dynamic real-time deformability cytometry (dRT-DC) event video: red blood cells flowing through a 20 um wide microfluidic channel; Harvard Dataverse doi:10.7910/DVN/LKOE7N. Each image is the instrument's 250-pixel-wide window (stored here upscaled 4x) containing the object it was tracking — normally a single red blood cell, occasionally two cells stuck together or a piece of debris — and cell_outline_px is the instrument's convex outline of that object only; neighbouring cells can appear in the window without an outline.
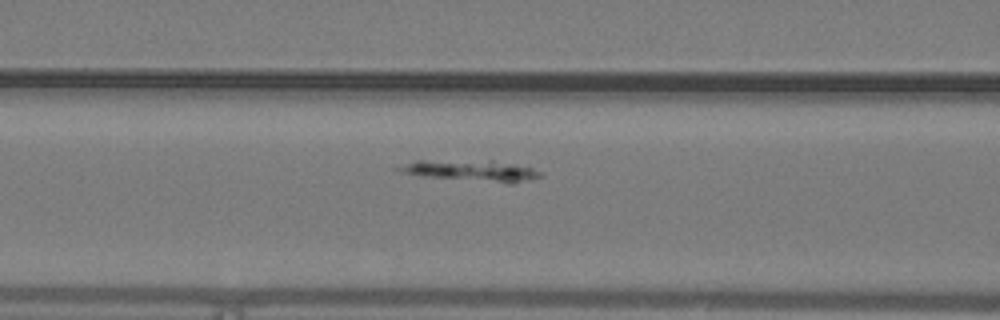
{"species": "common noctule bat (a hibernating species)", "species_latin": "Nyctalus noctula", "temperature_condition": "warm", "stored_images_in_passage": 36, "camera_frame_rate_fps": 3000, "um_per_image_px": 0.085, "animal": {"sex": "male", "body_mass_g": 19.2, "forearm_length_mm": 51.8}, "frame": {"image": 1, "passage_image": 10, "time_ms": 3.0, "image_size_px": [1000, 320], "cell_outline_px": [[544, 176], [512, 184], [508, 184], [424, 176], [404, 172], [392, 168], [416, 160], [492, 160], [532, 168], [540, 172]], "centroid_in_image_um": [40.08, 14.5], "position_along_channel_um": 126.5, "area_um2": 17.51}}
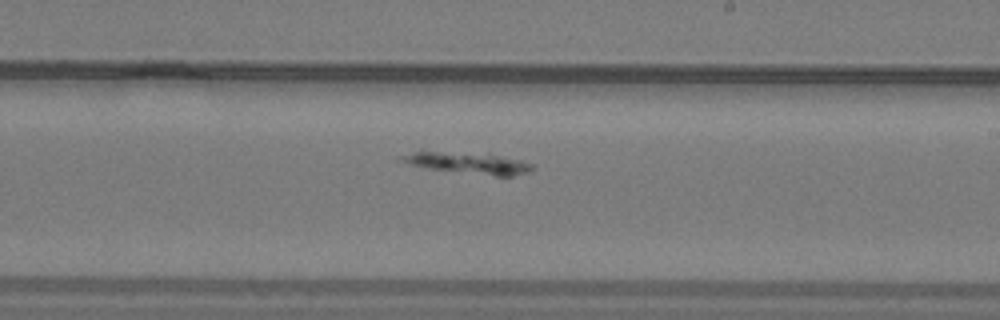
{"frame": {"image": 2, "passage_image": 18, "time_ms": 5.667, "image_size_px": [1000, 320], "cell_outline_px": [[536, 168], [532, 172], [512, 176], [496, 176], [428, 168], [408, 164], [396, 160], [396, 156], [412, 152], [488, 152], [520, 160], [532, 164]], "centroid_in_image_um": [39.84, 13.84], "position_along_channel_um": 249.2, "area_um2": 16.76}}
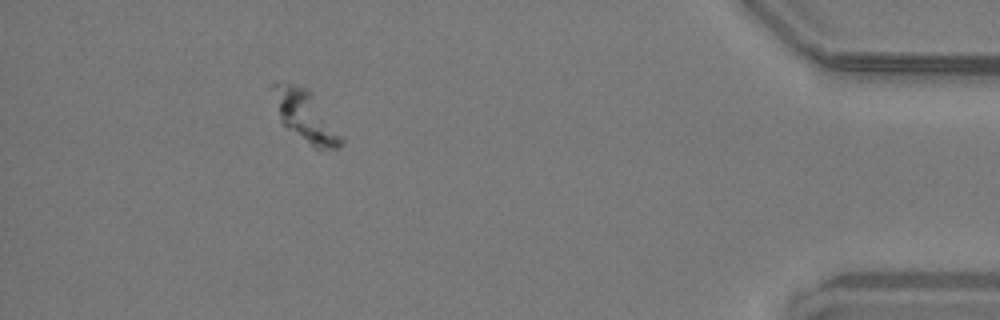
{"frame": {"image": 3, "passage_image": 32, "time_ms": 10.333, "image_size_px": [1000, 320], "cell_outline_px": [[344, 140], [340, 148], [316, 148], [288, 128], [280, 120], [268, 84], [292, 84], [308, 88], [312, 92], [344, 136]], "centroid_in_image_um": [25.99, 9.85], "position_along_channel_um": 409.2, "area_um2": 20.29}}